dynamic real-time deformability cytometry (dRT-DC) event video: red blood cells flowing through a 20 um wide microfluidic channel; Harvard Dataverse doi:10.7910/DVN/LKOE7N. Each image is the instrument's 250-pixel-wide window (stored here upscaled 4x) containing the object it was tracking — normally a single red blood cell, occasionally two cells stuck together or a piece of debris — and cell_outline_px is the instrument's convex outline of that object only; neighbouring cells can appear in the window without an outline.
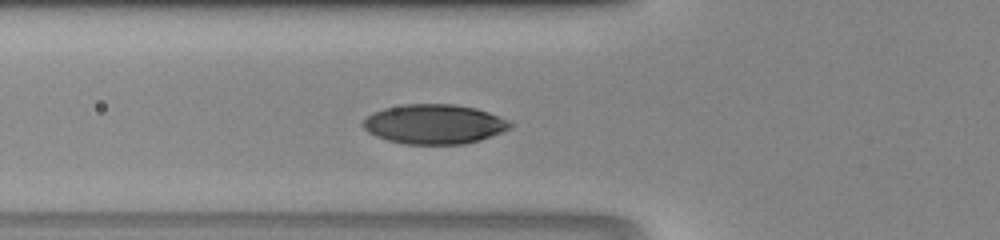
{"species": "human", "species_latin": "Homo sapiens", "temperature_condition": "room temperature", "stored_images_in_passage": 37, "segment_of_instrument_passage": [1, 2], "camera_frame_rate_fps": 3000, "um_per_image_px": 0.085, "donor": {"sex": "male"}, "frame": {"image": 1, "passage_image": 7, "time_ms": 2.0, "image_size_px": [1000, 240], "cell_outline_px": [[512, 124], [508, 128], [500, 132], [480, 140], [464, 144], [404, 144], [388, 140], [376, 136], [368, 132], [360, 124], [372, 112], [384, 108], [404, 104], [456, 104], [476, 108], [488, 112], [508, 120]], "centroid_in_image_um": [36.87, 10.54], "position_along_channel_um": 88.9, "area_um2": 33.87}}
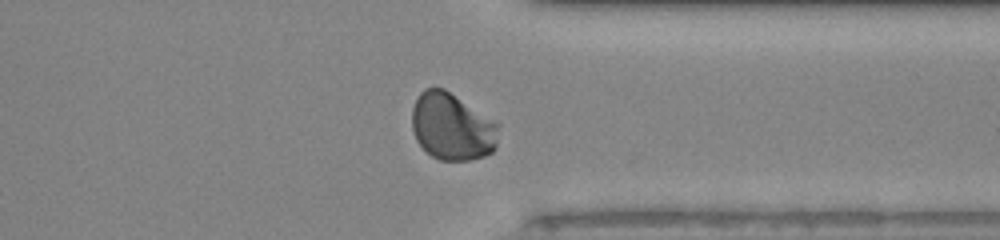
{"frame": {"image": 2, "passage_image": 26, "time_ms": 8.333, "image_size_px": [1000, 240], "cell_outline_px": [[500, 124], [496, 148], [492, 152], [484, 156], [472, 160], [440, 160], [432, 156], [416, 140], [412, 128], [412, 108], [420, 92], [424, 88], [444, 88]], "centroid_in_image_um": [38.44, 10.77], "position_along_channel_um": 373.0, "area_um2": 33.99}}
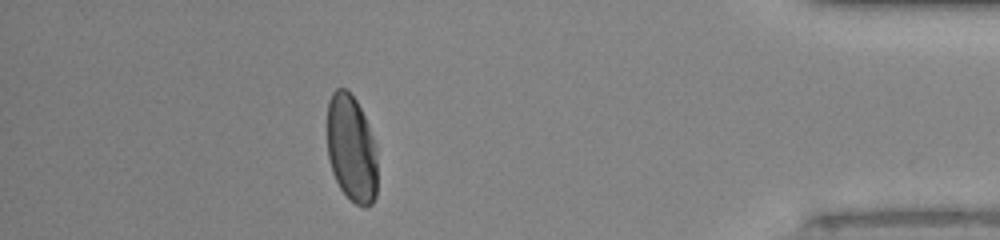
{"frame": {"image": 3, "passage_image": 31, "time_ms": 10.0, "image_size_px": [1000, 240], "cell_outline_px": [[376, 196], [372, 204], [364, 208], [356, 204], [340, 188], [332, 172], [328, 156], [328, 100], [332, 92], [336, 88], [344, 88], [356, 100], [368, 124], [376, 148]], "centroid_in_image_um": [29.87, 12.63], "position_along_channel_um": 405.3, "area_um2": 31.21}}